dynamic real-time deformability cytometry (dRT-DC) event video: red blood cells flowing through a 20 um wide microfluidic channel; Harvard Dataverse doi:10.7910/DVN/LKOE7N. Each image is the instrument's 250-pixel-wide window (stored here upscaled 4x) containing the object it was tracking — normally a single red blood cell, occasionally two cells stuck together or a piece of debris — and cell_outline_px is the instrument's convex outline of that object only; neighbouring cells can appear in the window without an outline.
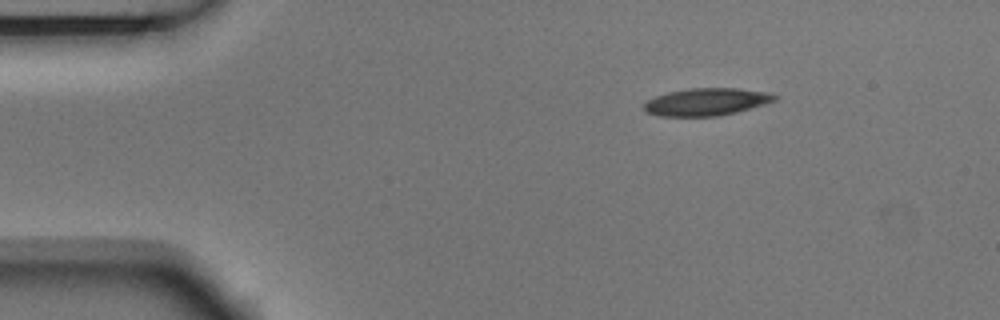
{"species": "Egyptian fruit bat (a non-hibernating species)", "species_latin": "Rousettus aegyptiacus", "temperature_condition": "room temperature", "stored_images_in_passage": 2, "camera_frame_rate_fps": 3000, "um_per_image_px": 0.085, "animal": {"sex": "male"}, "frame": {"image": 1, "passage_image": 1, "time_ms": 0.0, "image_size_px": [1000, 320], "cell_outline_px": [[780, 96], [776, 100], [764, 104], [736, 112], [716, 116], [660, 116], [644, 112], [644, 104], [648, 100], [656, 96], [668, 92], [688, 88], [736, 88], [768, 92]], "centroid_in_image_um": [60.05, 8.65], "position_along_channel_um": 25.0, "area_um2": 20.87}}